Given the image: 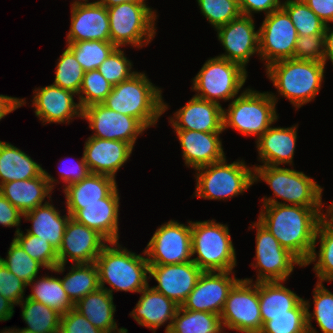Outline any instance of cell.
Returning a JSON list of instances; mask_svg holds the SVG:
<instances>
[{"mask_svg": "<svg viewBox=\"0 0 333 333\" xmlns=\"http://www.w3.org/2000/svg\"><path fill=\"white\" fill-rule=\"evenodd\" d=\"M262 208L258 221L305 265L314 248L321 207L273 204Z\"/></svg>", "mask_w": 333, "mask_h": 333, "instance_id": "obj_1", "label": "cell"}, {"mask_svg": "<svg viewBox=\"0 0 333 333\" xmlns=\"http://www.w3.org/2000/svg\"><path fill=\"white\" fill-rule=\"evenodd\" d=\"M102 104L138 119L146 128L156 125L169 107L162 98V88L155 86L144 72H137L128 80L113 85Z\"/></svg>", "mask_w": 333, "mask_h": 333, "instance_id": "obj_2", "label": "cell"}, {"mask_svg": "<svg viewBox=\"0 0 333 333\" xmlns=\"http://www.w3.org/2000/svg\"><path fill=\"white\" fill-rule=\"evenodd\" d=\"M96 258L99 287L110 295L113 292L139 293L149 285V263L147 258L129 251L118 242H109ZM111 286L109 289L105 284Z\"/></svg>", "mask_w": 333, "mask_h": 333, "instance_id": "obj_3", "label": "cell"}, {"mask_svg": "<svg viewBox=\"0 0 333 333\" xmlns=\"http://www.w3.org/2000/svg\"><path fill=\"white\" fill-rule=\"evenodd\" d=\"M325 66L323 62L293 58L274 62L265 69L279 96L299 109L320 92Z\"/></svg>", "mask_w": 333, "mask_h": 333, "instance_id": "obj_4", "label": "cell"}, {"mask_svg": "<svg viewBox=\"0 0 333 333\" xmlns=\"http://www.w3.org/2000/svg\"><path fill=\"white\" fill-rule=\"evenodd\" d=\"M254 166V182L261 180L266 182L275 196H265L261 200L263 205H288L289 203V205L324 208L323 188L302 171L280 166ZM277 198H281L285 202H279Z\"/></svg>", "mask_w": 333, "mask_h": 333, "instance_id": "obj_5", "label": "cell"}, {"mask_svg": "<svg viewBox=\"0 0 333 333\" xmlns=\"http://www.w3.org/2000/svg\"><path fill=\"white\" fill-rule=\"evenodd\" d=\"M223 108V131L232 128L245 136H262L279 118L274 93L246 88Z\"/></svg>", "mask_w": 333, "mask_h": 333, "instance_id": "obj_6", "label": "cell"}, {"mask_svg": "<svg viewBox=\"0 0 333 333\" xmlns=\"http://www.w3.org/2000/svg\"><path fill=\"white\" fill-rule=\"evenodd\" d=\"M192 261L202 271H233L236 251L228 225L216 220L191 221Z\"/></svg>", "mask_w": 333, "mask_h": 333, "instance_id": "obj_7", "label": "cell"}, {"mask_svg": "<svg viewBox=\"0 0 333 333\" xmlns=\"http://www.w3.org/2000/svg\"><path fill=\"white\" fill-rule=\"evenodd\" d=\"M195 197L208 200H227L238 196L254 184V168L244 160L227 163L226 158L195 169Z\"/></svg>", "mask_w": 333, "mask_h": 333, "instance_id": "obj_8", "label": "cell"}, {"mask_svg": "<svg viewBox=\"0 0 333 333\" xmlns=\"http://www.w3.org/2000/svg\"><path fill=\"white\" fill-rule=\"evenodd\" d=\"M111 42L118 48H142L156 35V10L146 3H121L108 7Z\"/></svg>", "mask_w": 333, "mask_h": 333, "instance_id": "obj_9", "label": "cell"}, {"mask_svg": "<svg viewBox=\"0 0 333 333\" xmlns=\"http://www.w3.org/2000/svg\"><path fill=\"white\" fill-rule=\"evenodd\" d=\"M247 71L239 64L215 56L208 59L193 78L195 96L220 104L237 97L247 80Z\"/></svg>", "mask_w": 333, "mask_h": 333, "instance_id": "obj_10", "label": "cell"}, {"mask_svg": "<svg viewBox=\"0 0 333 333\" xmlns=\"http://www.w3.org/2000/svg\"><path fill=\"white\" fill-rule=\"evenodd\" d=\"M223 327L237 333H259L263 323L259 304V282L253 279H240L229 291L220 314Z\"/></svg>", "mask_w": 333, "mask_h": 333, "instance_id": "obj_11", "label": "cell"}, {"mask_svg": "<svg viewBox=\"0 0 333 333\" xmlns=\"http://www.w3.org/2000/svg\"><path fill=\"white\" fill-rule=\"evenodd\" d=\"M251 229L256 232V256L251 266L259 270L258 282L286 281L295 266L304 265L287 249L283 248L279 241L259 221L251 224Z\"/></svg>", "mask_w": 333, "mask_h": 333, "instance_id": "obj_12", "label": "cell"}, {"mask_svg": "<svg viewBox=\"0 0 333 333\" xmlns=\"http://www.w3.org/2000/svg\"><path fill=\"white\" fill-rule=\"evenodd\" d=\"M170 220L158 227L143 250L149 265L182 264L192 261L191 221Z\"/></svg>", "mask_w": 333, "mask_h": 333, "instance_id": "obj_13", "label": "cell"}, {"mask_svg": "<svg viewBox=\"0 0 333 333\" xmlns=\"http://www.w3.org/2000/svg\"><path fill=\"white\" fill-rule=\"evenodd\" d=\"M297 38L295 26L282 7L265 15L259 27V56L266 61L265 67L280 60L293 59Z\"/></svg>", "mask_w": 333, "mask_h": 333, "instance_id": "obj_14", "label": "cell"}, {"mask_svg": "<svg viewBox=\"0 0 333 333\" xmlns=\"http://www.w3.org/2000/svg\"><path fill=\"white\" fill-rule=\"evenodd\" d=\"M109 241L98 231L88 228L70 217L58 253V266L52 272L63 273L68 258L74 264H87L96 261Z\"/></svg>", "mask_w": 333, "mask_h": 333, "instance_id": "obj_15", "label": "cell"}, {"mask_svg": "<svg viewBox=\"0 0 333 333\" xmlns=\"http://www.w3.org/2000/svg\"><path fill=\"white\" fill-rule=\"evenodd\" d=\"M83 120L93 130L91 137L119 140L133 148L139 135L147 129L138 119L113 111L103 104H94L82 110Z\"/></svg>", "mask_w": 333, "mask_h": 333, "instance_id": "obj_16", "label": "cell"}, {"mask_svg": "<svg viewBox=\"0 0 333 333\" xmlns=\"http://www.w3.org/2000/svg\"><path fill=\"white\" fill-rule=\"evenodd\" d=\"M232 274L234 271H203L181 307L220 315L229 291L240 280Z\"/></svg>", "mask_w": 333, "mask_h": 333, "instance_id": "obj_17", "label": "cell"}, {"mask_svg": "<svg viewBox=\"0 0 333 333\" xmlns=\"http://www.w3.org/2000/svg\"><path fill=\"white\" fill-rule=\"evenodd\" d=\"M217 38L225 49L218 57L241 65L245 70L250 57L259 55V29L251 16L241 15L215 29Z\"/></svg>", "mask_w": 333, "mask_h": 333, "instance_id": "obj_18", "label": "cell"}, {"mask_svg": "<svg viewBox=\"0 0 333 333\" xmlns=\"http://www.w3.org/2000/svg\"><path fill=\"white\" fill-rule=\"evenodd\" d=\"M203 271L193 262L170 265H149V279L158 285L152 288L181 306L194 289Z\"/></svg>", "mask_w": 333, "mask_h": 333, "instance_id": "obj_19", "label": "cell"}, {"mask_svg": "<svg viewBox=\"0 0 333 333\" xmlns=\"http://www.w3.org/2000/svg\"><path fill=\"white\" fill-rule=\"evenodd\" d=\"M33 94L35 95L31 100L32 106L35 108V115L43 125L46 123L69 124L73 118L82 117L80 103H75L73 97L77 94L69 90L51 84L35 88Z\"/></svg>", "mask_w": 333, "mask_h": 333, "instance_id": "obj_20", "label": "cell"}, {"mask_svg": "<svg viewBox=\"0 0 333 333\" xmlns=\"http://www.w3.org/2000/svg\"><path fill=\"white\" fill-rule=\"evenodd\" d=\"M71 25L66 43L111 41L108 10L99 1L71 5Z\"/></svg>", "mask_w": 333, "mask_h": 333, "instance_id": "obj_21", "label": "cell"}, {"mask_svg": "<svg viewBox=\"0 0 333 333\" xmlns=\"http://www.w3.org/2000/svg\"><path fill=\"white\" fill-rule=\"evenodd\" d=\"M169 119L174 130L224 132L222 105L195 95Z\"/></svg>", "mask_w": 333, "mask_h": 333, "instance_id": "obj_22", "label": "cell"}, {"mask_svg": "<svg viewBox=\"0 0 333 333\" xmlns=\"http://www.w3.org/2000/svg\"><path fill=\"white\" fill-rule=\"evenodd\" d=\"M83 155L92 174H104L115 178L117 171L129 160L133 147L123 141L89 136Z\"/></svg>", "mask_w": 333, "mask_h": 333, "instance_id": "obj_23", "label": "cell"}, {"mask_svg": "<svg viewBox=\"0 0 333 333\" xmlns=\"http://www.w3.org/2000/svg\"><path fill=\"white\" fill-rule=\"evenodd\" d=\"M182 148V159L187 167L197 169L226 158L220 134L223 132H200L175 130Z\"/></svg>", "mask_w": 333, "mask_h": 333, "instance_id": "obj_24", "label": "cell"}, {"mask_svg": "<svg viewBox=\"0 0 333 333\" xmlns=\"http://www.w3.org/2000/svg\"><path fill=\"white\" fill-rule=\"evenodd\" d=\"M58 183L46 170L32 179L16 180L0 186V193L22 214L43 205L46 197L49 201L52 190ZM55 184V185H54Z\"/></svg>", "mask_w": 333, "mask_h": 333, "instance_id": "obj_25", "label": "cell"}, {"mask_svg": "<svg viewBox=\"0 0 333 333\" xmlns=\"http://www.w3.org/2000/svg\"><path fill=\"white\" fill-rule=\"evenodd\" d=\"M116 187L100 203L81 204L72 218L88 228L98 231L109 242H119L120 196Z\"/></svg>", "mask_w": 333, "mask_h": 333, "instance_id": "obj_26", "label": "cell"}, {"mask_svg": "<svg viewBox=\"0 0 333 333\" xmlns=\"http://www.w3.org/2000/svg\"><path fill=\"white\" fill-rule=\"evenodd\" d=\"M139 294H141L139 301L129 315L139 325L149 328L154 333L155 330L169 321L165 328V333H168L179 305L149 285Z\"/></svg>", "mask_w": 333, "mask_h": 333, "instance_id": "obj_27", "label": "cell"}, {"mask_svg": "<svg viewBox=\"0 0 333 333\" xmlns=\"http://www.w3.org/2000/svg\"><path fill=\"white\" fill-rule=\"evenodd\" d=\"M297 125L292 127H269L256 142L259 158L263 165H294L293 158L297 141Z\"/></svg>", "mask_w": 333, "mask_h": 333, "instance_id": "obj_28", "label": "cell"}, {"mask_svg": "<svg viewBox=\"0 0 333 333\" xmlns=\"http://www.w3.org/2000/svg\"><path fill=\"white\" fill-rule=\"evenodd\" d=\"M117 186L116 179L104 174H90L79 182L64 187L66 208L71 217L81 204L100 203Z\"/></svg>", "mask_w": 333, "mask_h": 333, "instance_id": "obj_29", "label": "cell"}, {"mask_svg": "<svg viewBox=\"0 0 333 333\" xmlns=\"http://www.w3.org/2000/svg\"><path fill=\"white\" fill-rule=\"evenodd\" d=\"M50 204L49 201L37 206L23 214V218L31 221V228L26 229L27 233L36 235L44 241H48L56 250L59 249L64 236L65 227L71 215L60 214V211Z\"/></svg>", "mask_w": 333, "mask_h": 333, "instance_id": "obj_30", "label": "cell"}, {"mask_svg": "<svg viewBox=\"0 0 333 333\" xmlns=\"http://www.w3.org/2000/svg\"><path fill=\"white\" fill-rule=\"evenodd\" d=\"M74 308L83 314L86 319L105 333H128L126 328H119L114 319L116 305L113 302V296L105 289L98 288L81 300Z\"/></svg>", "mask_w": 333, "mask_h": 333, "instance_id": "obj_31", "label": "cell"}, {"mask_svg": "<svg viewBox=\"0 0 333 333\" xmlns=\"http://www.w3.org/2000/svg\"><path fill=\"white\" fill-rule=\"evenodd\" d=\"M45 169L11 143L0 140V186L40 176Z\"/></svg>", "mask_w": 333, "mask_h": 333, "instance_id": "obj_32", "label": "cell"}, {"mask_svg": "<svg viewBox=\"0 0 333 333\" xmlns=\"http://www.w3.org/2000/svg\"><path fill=\"white\" fill-rule=\"evenodd\" d=\"M284 281L259 282V304L262 323L268 316L292 315V309L303 299L283 285Z\"/></svg>", "mask_w": 333, "mask_h": 333, "instance_id": "obj_33", "label": "cell"}, {"mask_svg": "<svg viewBox=\"0 0 333 333\" xmlns=\"http://www.w3.org/2000/svg\"><path fill=\"white\" fill-rule=\"evenodd\" d=\"M38 278V276L35 277L32 282L27 284L32 288V293L27 298L41 302L61 315L74 308L75 304L70 300L62 286L61 277L55 278L52 275H45Z\"/></svg>", "mask_w": 333, "mask_h": 333, "instance_id": "obj_34", "label": "cell"}, {"mask_svg": "<svg viewBox=\"0 0 333 333\" xmlns=\"http://www.w3.org/2000/svg\"><path fill=\"white\" fill-rule=\"evenodd\" d=\"M69 273L61 279L70 300L76 304L87 294L99 288L98 268L95 262L71 264Z\"/></svg>", "mask_w": 333, "mask_h": 333, "instance_id": "obj_35", "label": "cell"}, {"mask_svg": "<svg viewBox=\"0 0 333 333\" xmlns=\"http://www.w3.org/2000/svg\"><path fill=\"white\" fill-rule=\"evenodd\" d=\"M168 333H225L220 315L179 306Z\"/></svg>", "mask_w": 333, "mask_h": 333, "instance_id": "obj_36", "label": "cell"}, {"mask_svg": "<svg viewBox=\"0 0 333 333\" xmlns=\"http://www.w3.org/2000/svg\"><path fill=\"white\" fill-rule=\"evenodd\" d=\"M317 240L320 243L318 253L316 252ZM313 262H315L313 271H315V275L318 277L317 282L333 281V227H329L321 222H319L316 231L314 248L304 267Z\"/></svg>", "mask_w": 333, "mask_h": 333, "instance_id": "obj_37", "label": "cell"}, {"mask_svg": "<svg viewBox=\"0 0 333 333\" xmlns=\"http://www.w3.org/2000/svg\"><path fill=\"white\" fill-rule=\"evenodd\" d=\"M25 329L36 333H59L61 314L56 310L25 297L19 304Z\"/></svg>", "mask_w": 333, "mask_h": 333, "instance_id": "obj_38", "label": "cell"}, {"mask_svg": "<svg viewBox=\"0 0 333 333\" xmlns=\"http://www.w3.org/2000/svg\"><path fill=\"white\" fill-rule=\"evenodd\" d=\"M304 302L307 309L308 332L317 333L311 323L312 319H315L322 333H333V293L322 282H317L313 289V313L309 310L310 302L305 299Z\"/></svg>", "mask_w": 333, "mask_h": 333, "instance_id": "obj_39", "label": "cell"}, {"mask_svg": "<svg viewBox=\"0 0 333 333\" xmlns=\"http://www.w3.org/2000/svg\"><path fill=\"white\" fill-rule=\"evenodd\" d=\"M85 72L97 69L116 48L111 41H79L66 43Z\"/></svg>", "mask_w": 333, "mask_h": 333, "instance_id": "obj_40", "label": "cell"}, {"mask_svg": "<svg viewBox=\"0 0 333 333\" xmlns=\"http://www.w3.org/2000/svg\"><path fill=\"white\" fill-rule=\"evenodd\" d=\"M282 8L293 22L298 36L324 33L326 24L303 0L282 1Z\"/></svg>", "mask_w": 333, "mask_h": 333, "instance_id": "obj_41", "label": "cell"}, {"mask_svg": "<svg viewBox=\"0 0 333 333\" xmlns=\"http://www.w3.org/2000/svg\"><path fill=\"white\" fill-rule=\"evenodd\" d=\"M57 60L53 85L69 90L78 96L85 71L68 47Z\"/></svg>", "mask_w": 333, "mask_h": 333, "instance_id": "obj_42", "label": "cell"}, {"mask_svg": "<svg viewBox=\"0 0 333 333\" xmlns=\"http://www.w3.org/2000/svg\"><path fill=\"white\" fill-rule=\"evenodd\" d=\"M7 269L26 284L38 276L40 268L44 266L28 255L23 248L13 239L7 252L6 258H1Z\"/></svg>", "mask_w": 333, "mask_h": 333, "instance_id": "obj_43", "label": "cell"}, {"mask_svg": "<svg viewBox=\"0 0 333 333\" xmlns=\"http://www.w3.org/2000/svg\"><path fill=\"white\" fill-rule=\"evenodd\" d=\"M307 309L302 299L293 309L292 315L268 316L259 333H309Z\"/></svg>", "mask_w": 333, "mask_h": 333, "instance_id": "obj_44", "label": "cell"}, {"mask_svg": "<svg viewBox=\"0 0 333 333\" xmlns=\"http://www.w3.org/2000/svg\"><path fill=\"white\" fill-rule=\"evenodd\" d=\"M13 238L23 250L34 260L40 262L45 269L51 270L58 266V253L48 241L20 230Z\"/></svg>", "mask_w": 333, "mask_h": 333, "instance_id": "obj_45", "label": "cell"}, {"mask_svg": "<svg viewBox=\"0 0 333 333\" xmlns=\"http://www.w3.org/2000/svg\"><path fill=\"white\" fill-rule=\"evenodd\" d=\"M112 87L97 69L85 72L77 98L82 110L94 104H102Z\"/></svg>", "mask_w": 333, "mask_h": 333, "instance_id": "obj_46", "label": "cell"}, {"mask_svg": "<svg viewBox=\"0 0 333 333\" xmlns=\"http://www.w3.org/2000/svg\"><path fill=\"white\" fill-rule=\"evenodd\" d=\"M202 15L214 29L242 15L238 0H197Z\"/></svg>", "mask_w": 333, "mask_h": 333, "instance_id": "obj_47", "label": "cell"}, {"mask_svg": "<svg viewBox=\"0 0 333 333\" xmlns=\"http://www.w3.org/2000/svg\"><path fill=\"white\" fill-rule=\"evenodd\" d=\"M124 53V50L116 47L97 68L112 85L128 80L137 73V71H132L133 64Z\"/></svg>", "mask_w": 333, "mask_h": 333, "instance_id": "obj_48", "label": "cell"}, {"mask_svg": "<svg viewBox=\"0 0 333 333\" xmlns=\"http://www.w3.org/2000/svg\"><path fill=\"white\" fill-rule=\"evenodd\" d=\"M323 58L324 33L298 36L295 44L294 59L323 62Z\"/></svg>", "mask_w": 333, "mask_h": 333, "instance_id": "obj_49", "label": "cell"}, {"mask_svg": "<svg viewBox=\"0 0 333 333\" xmlns=\"http://www.w3.org/2000/svg\"><path fill=\"white\" fill-rule=\"evenodd\" d=\"M27 284L10 272L2 261H0V294L18 305L24 299V291Z\"/></svg>", "mask_w": 333, "mask_h": 333, "instance_id": "obj_50", "label": "cell"}, {"mask_svg": "<svg viewBox=\"0 0 333 333\" xmlns=\"http://www.w3.org/2000/svg\"><path fill=\"white\" fill-rule=\"evenodd\" d=\"M59 333H105L91 324L86 317L72 308L61 315Z\"/></svg>", "mask_w": 333, "mask_h": 333, "instance_id": "obj_51", "label": "cell"}, {"mask_svg": "<svg viewBox=\"0 0 333 333\" xmlns=\"http://www.w3.org/2000/svg\"><path fill=\"white\" fill-rule=\"evenodd\" d=\"M64 161H66V158L64 159ZM63 164L65 166V163H63ZM66 165H67V167H64V166H63V168L58 167L59 174L61 176L60 178L63 180L64 184H66V185H63L65 187H67L68 185H71L73 183L79 182L91 174V171L85 161L84 155L82 156V158L79 161H77L76 163L74 162L72 164V166L69 164L70 165V167H69L68 162Z\"/></svg>", "mask_w": 333, "mask_h": 333, "instance_id": "obj_52", "label": "cell"}, {"mask_svg": "<svg viewBox=\"0 0 333 333\" xmlns=\"http://www.w3.org/2000/svg\"><path fill=\"white\" fill-rule=\"evenodd\" d=\"M242 15L253 16L254 13L265 12V15L282 7L281 0H238Z\"/></svg>", "mask_w": 333, "mask_h": 333, "instance_id": "obj_53", "label": "cell"}, {"mask_svg": "<svg viewBox=\"0 0 333 333\" xmlns=\"http://www.w3.org/2000/svg\"><path fill=\"white\" fill-rule=\"evenodd\" d=\"M21 217L23 214L13 206L1 193H0V224L5 227H17L15 234L21 229Z\"/></svg>", "mask_w": 333, "mask_h": 333, "instance_id": "obj_54", "label": "cell"}, {"mask_svg": "<svg viewBox=\"0 0 333 333\" xmlns=\"http://www.w3.org/2000/svg\"><path fill=\"white\" fill-rule=\"evenodd\" d=\"M327 25L333 23V0H303Z\"/></svg>", "mask_w": 333, "mask_h": 333, "instance_id": "obj_55", "label": "cell"}, {"mask_svg": "<svg viewBox=\"0 0 333 333\" xmlns=\"http://www.w3.org/2000/svg\"><path fill=\"white\" fill-rule=\"evenodd\" d=\"M25 99L0 94V121L14 110L24 106Z\"/></svg>", "mask_w": 333, "mask_h": 333, "instance_id": "obj_56", "label": "cell"}, {"mask_svg": "<svg viewBox=\"0 0 333 333\" xmlns=\"http://www.w3.org/2000/svg\"><path fill=\"white\" fill-rule=\"evenodd\" d=\"M327 60H330L333 65V28L330 24L325 26L324 31V58L323 63L326 65Z\"/></svg>", "mask_w": 333, "mask_h": 333, "instance_id": "obj_57", "label": "cell"}, {"mask_svg": "<svg viewBox=\"0 0 333 333\" xmlns=\"http://www.w3.org/2000/svg\"><path fill=\"white\" fill-rule=\"evenodd\" d=\"M14 304L0 294V322L8 321L14 314Z\"/></svg>", "mask_w": 333, "mask_h": 333, "instance_id": "obj_58", "label": "cell"}, {"mask_svg": "<svg viewBox=\"0 0 333 333\" xmlns=\"http://www.w3.org/2000/svg\"><path fill=\"white\" fill-rule=\"evenodd\" d=\"M320 222L329 227H333V201L328 206L326 213L320 212Z\"/></svg>", "mask_w": 333, "mask_h": 333, "instance_id": "obj_59", "label": "cell"}, {"mask_svg": "<svg viewBox=\"0 0 333 333\" xmlns=\"http://www.w3.org/2000/svg\"><path fill=\"white\" fill-rule=\"evenodd\" d=\"M106 8L119 5L121 3H146V0H98Z\"/></svg>", "mask_w": 333, "mask_h": 333, "instance_id": "obj_60", "label": "cell"}, {"mask_svg": "<svg viewBox=\"0 0 333 333\" xmlns=\"http://www.w3.org/2000/svg\"><path fill=\"white\" fill-rule=\"evenodd\" d=\"M0 333H18V329L17 328H10L9 329L5 327L4 330H1Z\"/></svg>", "mask_w": 333, "mask_h": 333, "instance_id": "obj_61", "label": "cell"}, {"mask_svg": "<svg viewBox=\"0 0 333 333\" xmlns=\"http://www.w3.org/2000/svg\"><path fill=\"white\" fill-rule=\"evenodd\" d=\"M18 333H36V332H32L31 330L25 329V328H19L18 329Z\"/></svg>", "mask_w": 333, "mask_h": 333, "instance_id": "obj_62", "label": "cell"}, {"mask_svg": "<svg viewBox=\"0 0 333 333\" xmlns=\"http://www.w3.org/2000/svg\"><path fill=\"white\" fill-rule=\"evenodd\" d=\"M84 2H89V1L88 0H75L74 2H72L73 4H71V5H77V4H81Z\"/></svg>", "mask_w": 333, "mask_h": 333, "instance_id": "obj_63", "label": "cell"}]
</instances>
